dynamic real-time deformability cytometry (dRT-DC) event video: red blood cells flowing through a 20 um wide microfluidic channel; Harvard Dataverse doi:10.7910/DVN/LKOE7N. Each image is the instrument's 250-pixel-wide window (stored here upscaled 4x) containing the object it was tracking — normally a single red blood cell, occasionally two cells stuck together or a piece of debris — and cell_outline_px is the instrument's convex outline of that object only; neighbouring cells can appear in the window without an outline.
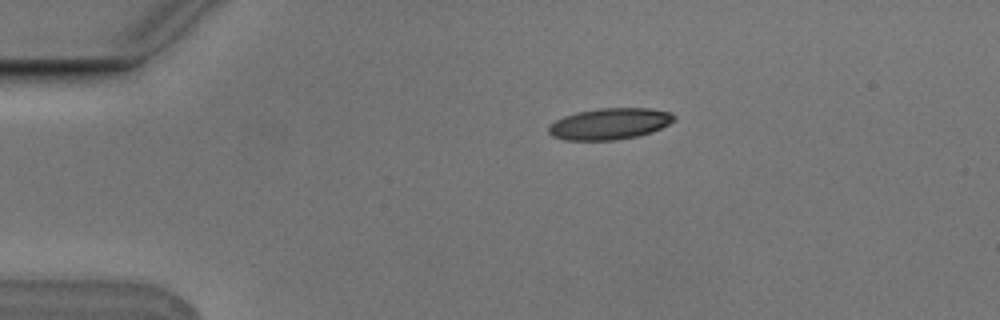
{"species": "Egyptian fruit bat (a non-hibernating species)", "species_latin": "Rousettus aegyptiacus", "temperature_condition": "cold", "stored_images_in_passage": 3, "camera_frame_rate_fps": 3000, "um_per_image_px": 0.085, "animal": {"sex": "male"}, "frame": {"image": 1, "passage_image": 1, "time_ms": 0.0, "image_size_px": [1000, 320], "cell_outline_px": [[676, 120], [652, 132], [636, 136], [616, 140], [564, 140], [552, 136], [548, 132], [548, 128], [556, 120], [564, 116], [576, 112], [600, 108], [648, 108], [668, 112], [676, 116]], "centroid_in_image_um": [51.82, 10.52], "position_along_channel_um": 33.2, "area_um2": 22.83}}